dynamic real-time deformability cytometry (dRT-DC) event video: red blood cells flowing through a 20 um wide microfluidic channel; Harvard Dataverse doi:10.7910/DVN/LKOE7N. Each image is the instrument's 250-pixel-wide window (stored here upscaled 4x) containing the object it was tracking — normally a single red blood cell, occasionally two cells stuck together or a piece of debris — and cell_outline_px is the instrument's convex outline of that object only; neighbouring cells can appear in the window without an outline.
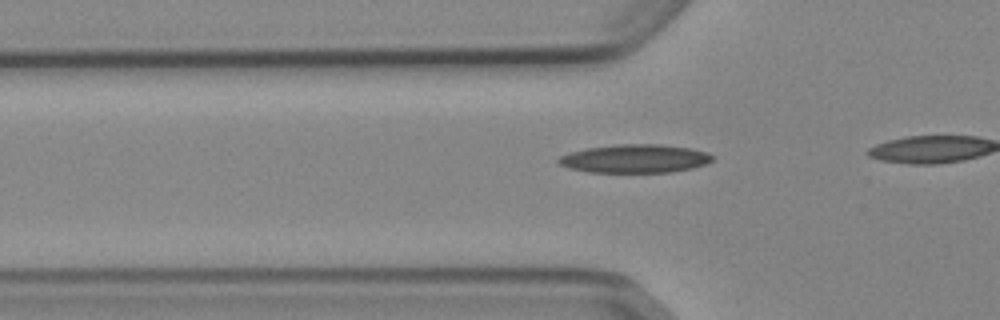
{"species": "Egyptian fruit bat (a non-hibernating species)", "species_latin": "Rousettus aegyptiacus", "temperature_condition": "cold", "stored_images_in_passage": 19, "camera_frame_rate_fps": 3000, "um_per_image_px": 0.085, "animal": {"sex": "female"}, "frame": {"image": 1, "passage_image": 14, "time_ms": 4.333, "image_size_px": [1000, 320], "cell_outline_px": [[716, 156], [712, 160], [704, 164], [692, 168], [672, 172], [588, 172], [568, 168], [560, 164], [556, 160], [560, 156], [568, 152], [588, 148], [620, 144], [660, 144], [688, 148], [708, 152]], "centroid_in_image_um": [53.96, 13.48], "position_along_channel_um": 71.8, "area_um2": 25.49}}